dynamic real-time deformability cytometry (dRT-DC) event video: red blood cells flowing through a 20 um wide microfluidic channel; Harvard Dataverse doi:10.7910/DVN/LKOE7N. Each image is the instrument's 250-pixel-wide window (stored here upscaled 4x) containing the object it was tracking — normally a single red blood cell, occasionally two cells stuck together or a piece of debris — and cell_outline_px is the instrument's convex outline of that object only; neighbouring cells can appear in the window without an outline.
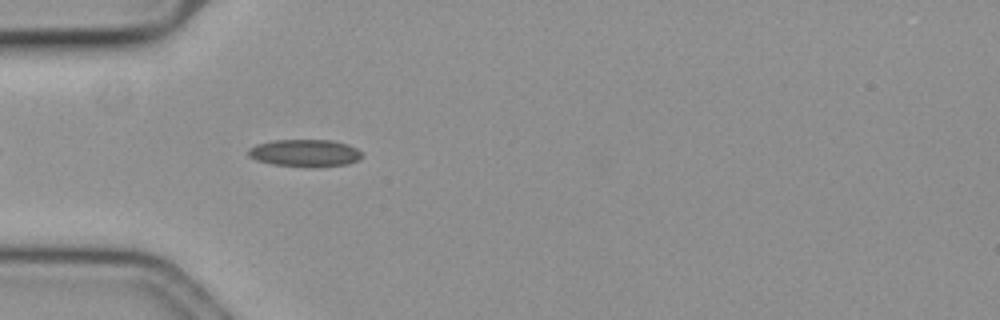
{"species": "common noctule bat (a hibernating species)", "species_latin": "Nyctalus noctula", "temperature_condition": "cold", "stored_images_in_passage": 15, "camera_frame_rate_fps": 3000, "um_per_image_px": 0.085, "animal": {"sex": "female", "body_mass_g": 19.3, "forearm_length_mm": 54.1}, "frame": {"image": 1, "passage_image": 5, "time_ms": 1.333, "image_size_px": [1000, 320], "cell_outline_px": [[364, 156], [360, 160], [348, 164], [272, 164], [256, 160], [248, 156], [248, 148], [256, 144], [272, 140], [332, 140], [348, 144], [356, 148]], "centroid_in_image_um": [25.9, 12.95], "position_along_channel_um": 59.1, "area_um2": 17.34}}
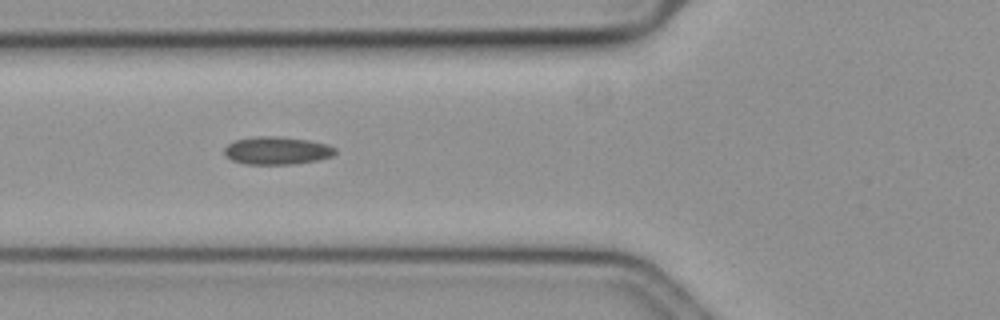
{"frame": {"image": 2, "passage_image": 9, "time_ms": 2.667, "image_size_px": [1000, 320], "cell_outline_px": [[336, 152], [332, 156], [316, 160], [292, 164], [244, 164], [232, 160], [224, 156], [224, 148], [228, 144], [236, 140], [256, 136], [280, 136], [308, 140], [328, 144], [336, 148]], "centroid_in_image_um": [23.52, 12.79], "position_along_channel_um": 102.3, "area_um2": 18.03}}
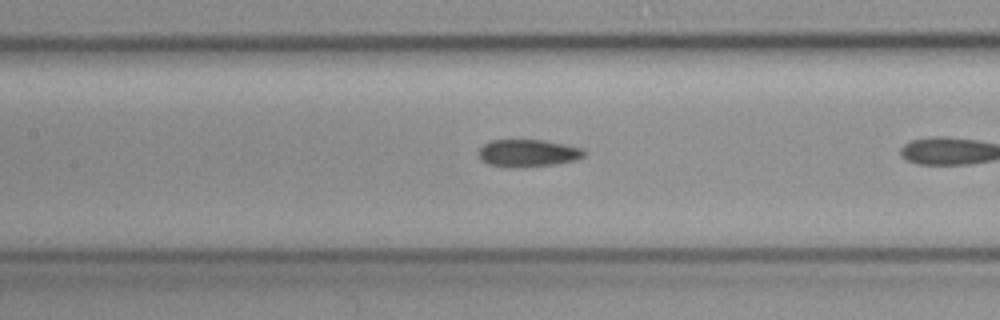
{"frame": {"image": 3, "passage_image": 11, "time_ms": 3.333, "image_size_px": [1000, 320], "cell_outline_px": [[588, 152], [584, 156], [576, 160], [556, 164], [520, 168], [508, 168], [488, 164], [480, 160], [476, 156], [476, 152], [484, 144], [492, 140], [544, 140], [584, 148]], "centroid_in_image_um": [44.86, 13.03], "position_along_channel_um": 162.5, "area_um2": 17.34}}